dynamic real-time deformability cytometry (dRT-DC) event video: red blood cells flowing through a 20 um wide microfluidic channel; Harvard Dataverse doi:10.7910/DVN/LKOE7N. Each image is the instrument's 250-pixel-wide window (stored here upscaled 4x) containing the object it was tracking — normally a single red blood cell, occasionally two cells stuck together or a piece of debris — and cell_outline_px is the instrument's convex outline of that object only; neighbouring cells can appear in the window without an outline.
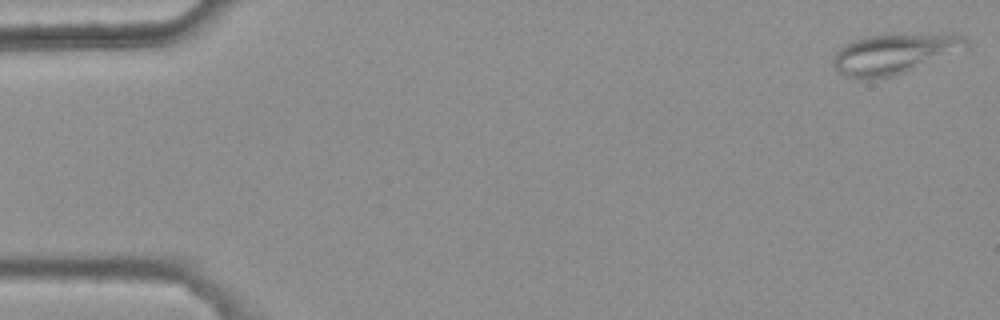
{"species": "common noctule bat (a hibernating species)", "species_latin": "Nyctalus noctula", "temperature_condition": "warm", "stored_images_in_passage": 5, "camera_frame_rate_fps": 3000, "um_per_image_px": 0.085, "animal": {"sex": "female", "body_mass_g": 25.1}, "frame": {"image": 1, "passage_image": 1, "time_ms": 0.0, "image_size_px": [1000, 320], "cell_outline_px": [[968, 48], [904, 72], [892, 76], [848, 76], [840, 72], [832, 64], [832, 60], [836, 52], [844, 44], [852, 40], [864, 36], [892, 32], [952, 32], [968, 36]], "centroid_in_image_um": [76.13, 4.44], "position_along_channel_um": 8.9, "area_um2": 31.73}}